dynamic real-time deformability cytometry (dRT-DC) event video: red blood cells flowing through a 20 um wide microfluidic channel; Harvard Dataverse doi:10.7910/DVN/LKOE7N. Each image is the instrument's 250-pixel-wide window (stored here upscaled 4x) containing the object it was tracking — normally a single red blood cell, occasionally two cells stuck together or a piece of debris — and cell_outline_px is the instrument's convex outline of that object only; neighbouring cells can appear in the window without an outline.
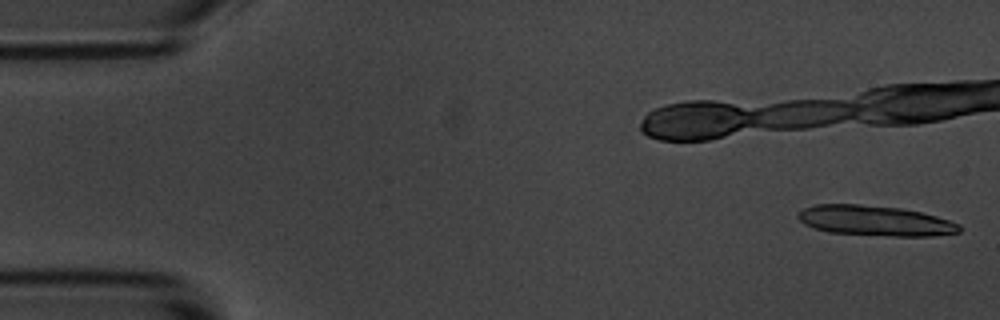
{"species": "common noctule bat (a hibernating species)", "species_latin": "Nyctalus noctula", "temperature_condition": "room temperature", "stored_images_in_passage": 4, "camera_frame_rate_fps": 3000, "um_per_image_px": 0.085, "animal": {"sex": "male", "body_mass_g": 20.1, "forearm_length_mm": 53.5}, "frame": {"image": 1, "passage_image": 1, "time_ms": 0.0, "image_size_px": [1000, 320], "cell_outline_px": [[960, 232], [932, 236], [892, 236], [828, 232], [804, 224], [796, 216], [804, 208], [816, 204], [860, 204], [900, 208], [920, 212], [936, 216], [960, 224]], "centroid_in_image_um": [74.38, 18.76], "position_along_channel_um": 10.6, "area_um2": 28.26}}